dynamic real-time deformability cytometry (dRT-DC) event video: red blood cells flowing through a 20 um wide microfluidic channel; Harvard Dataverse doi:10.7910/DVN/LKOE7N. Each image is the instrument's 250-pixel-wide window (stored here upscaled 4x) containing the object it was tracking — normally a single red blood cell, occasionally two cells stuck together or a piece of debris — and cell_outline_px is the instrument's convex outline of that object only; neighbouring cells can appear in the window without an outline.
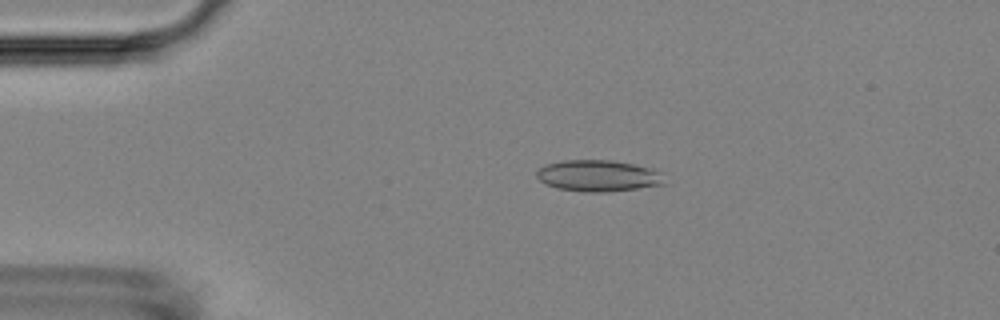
{"species": "Egyptian fruit bat (a non-hibernating species)", "species_latin": "Rousettus aegyptiacus", "temperature_condition": "room temperature", "stored_images_in_passage": 55, "camera_frame_rate_fps": 3000, "um_per_image_px": 0.085, "animal": {"sex": "female"}, "frame": {"image": 1, "passage_image": 11, "time_ms": 3.333, "image_size_px": [1000, 320], "cell_outline_px": [[668, 184], [604, 192], [584, 192], [556, 188], [544, 184], [536, 176], [536, 172], [544, 164], [564, 160], [612, 160], [632, 164], [648, 168], [660, 172]], "centroid_in_image_um": [50.82, 14.94], "position_along_channel_um": 34.2, "area_um2": 23.41}}
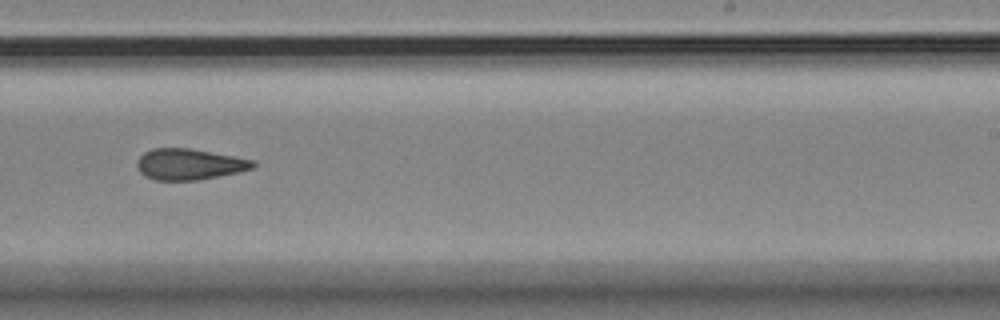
{"frame": {"image": 2, "passage_image": 34, "time_ms": 11.0, "image_size_px": [1000, 320], "cell_outline_px": [[256, 164], [252, 168], [236, 172], [200, 180], [156, 180], [144, 176], [136, 168], [136, 160], [144, 152], [152, 148], [188, 148], [256, 160]], "centroid_in_image_um": [16.04, 13.96], "position_along_channel_um": 273.0, "area_um2": 20.98}}
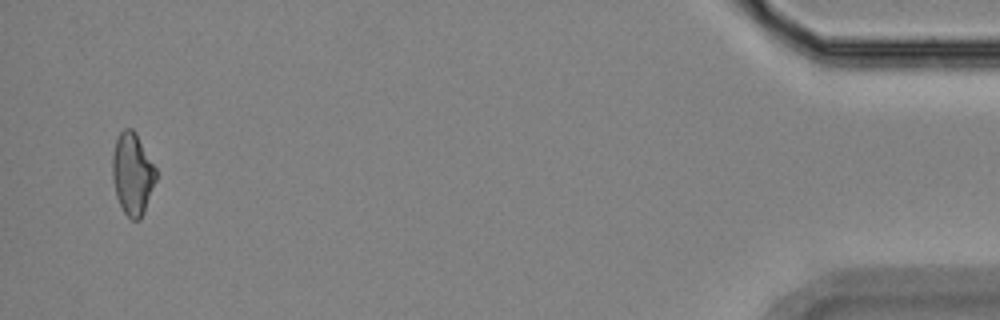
{"frame": {"image": 3, "passage_image": 53, "time_ms": 17.333, "image_size_px": [1000, 320], "cell_outline_px": [[156, 180], [144, 212], [140, 220], [132, 220], [124, 212], [116, 196], [112, 180], [112, 152], [116, 140], [120, 132], [124, 128], [132, 128], [136, 132], [156, 168]], "centroid_in_image_um": [11.25, 14.76], "position_along_channel_um": 424.0, "area_um2": 20.92}, "authors_computed_cell_mechanics": {"area_um2": 21.386, "velocity_mm_per_s": 3.6313, "shape_relaxation_time_tau1_ms": null, "shape_relaxation_time_tau2_ms": 4.2205, "deformation_change_tau1": null, "deformation_change_tau2": 0.1187}}